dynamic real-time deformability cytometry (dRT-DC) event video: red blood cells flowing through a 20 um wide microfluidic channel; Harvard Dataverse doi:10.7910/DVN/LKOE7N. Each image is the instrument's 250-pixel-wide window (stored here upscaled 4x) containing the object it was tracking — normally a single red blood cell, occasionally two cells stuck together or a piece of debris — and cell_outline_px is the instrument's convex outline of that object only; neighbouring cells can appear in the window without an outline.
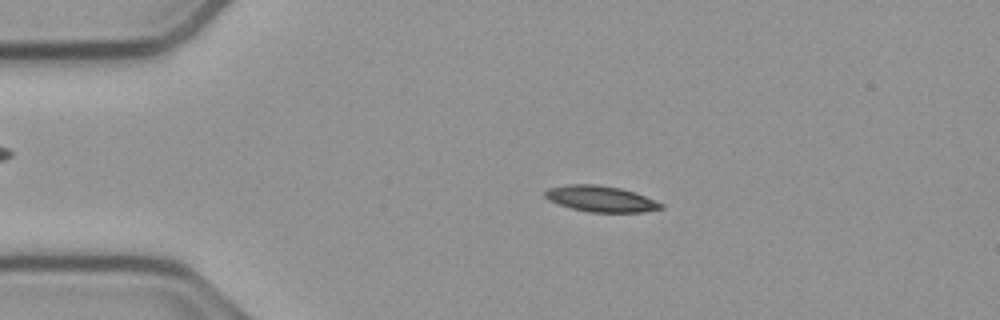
{"species": "common noctule bat (a hibernating species)", "species_latin": "Nyctalus noctula", "temperature_condition": "cold", "stored_images_in_passage": 54, "camera_frame_rate_fps": 3000, "um_per_image_px": 0.085, "animal": {"sex": "male", "body_mass_g": 23.1, "forearm_length_mm": 52.7}, "frame": {"image": 1, "passage_image": 11, "time_ms": 3.333, "image_size_px": [1000, 320], "cell_outline_px": [[664, 208], [644, 212], [588, 212], [572, 208], [548, 200], [544, 196], [544, 192], [548, 188], [568, 184], [596, 184], [620, 188], [644, 196], [664, 204]], "centroid_in_image_um": [51.05, 16.9], "position_along_channel_um": 33.9, "area_um2": 17.46}}
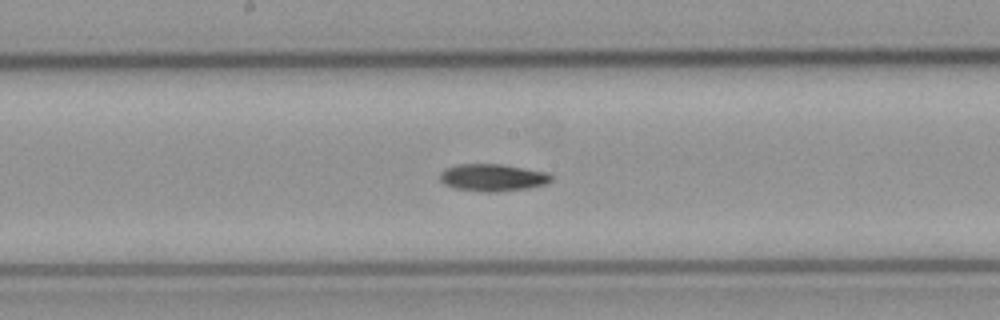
{"frame": {"image": 2, "passage_image": 28, "time_ms": 9.0, "image_size_px": [1000, 320], "cell_outline_px": [[552, 180], [548, 184], [528, 188], [496, 192], [484, 192], [452, 188], [444, 184], [440, 180], [440, 172], [444, 168], [456, 164], [500, 164], [548, 172], [552, 176]], "centroid_in_image_um": [41.86, 15.09], "position_along_channel_um": 206.3, "area_um2": 17.92}}
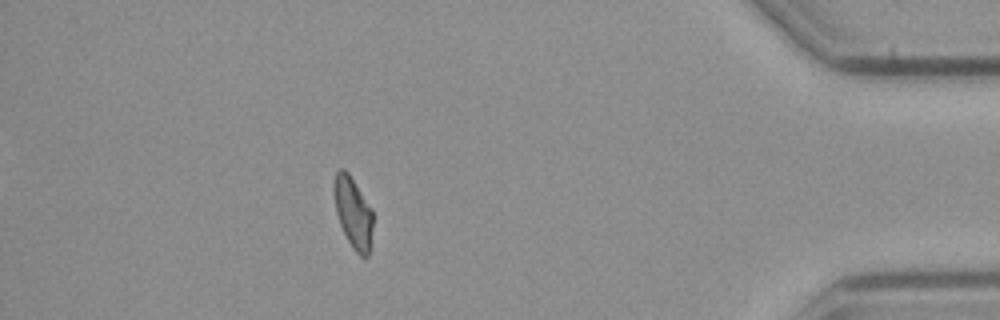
{"frame": {"image": 3, "passage_image": 48, "time_ms": 15.667, "image_size_px": [1000, 320], "cell_outline_px": [[372, 248], [368, 256], [364, 260], [352, 248], [340, 224], [336, 212], [332, 188], [332, 184], [336, 172], [340, 168], [344, 168], [348, 172], [372, 208]], "centroid_in_image_um": [30.02, 18.09], "position_along_channel_um": 405.2, "area_um2": 16.53}, "authors_computed_cell_mechanics": {"area_um2": 16.9932, "velocity_mm_per_s": 3.7541, "shape_relaxation_time_tau1_ms": 5.2539, "shape_relaxation_time_tau2_ms": null, "deformation_change_tau1": 0.1397, "deformation_change_tau2": null}}